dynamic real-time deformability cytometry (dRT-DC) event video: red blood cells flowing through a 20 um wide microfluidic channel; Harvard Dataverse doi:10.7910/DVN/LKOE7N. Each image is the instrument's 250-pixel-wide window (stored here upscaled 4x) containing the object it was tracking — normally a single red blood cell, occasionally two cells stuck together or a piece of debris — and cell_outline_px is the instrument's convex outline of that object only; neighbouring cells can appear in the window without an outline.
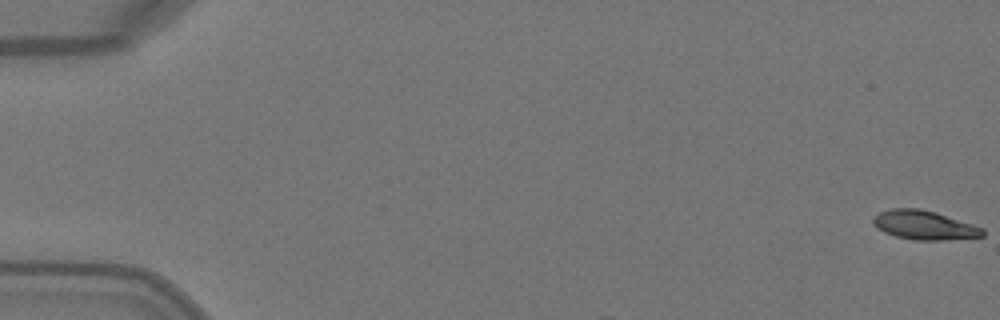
{"species": "Egyptian fruit bat (a non-hibernating species)", "species_latin": "Rousettus aegyptiacus", "temperature_condition": "warm", "stored_images_in_passage": 8, "camera_frame_rate_fps": 3000, "um_per_image_px": 0.085, "animal": {"sex": "female"}, "frame": {"image": 1, "passage_image": 1, "time_ms": 0.0, "image_size_px": [1000, 320], "cell_outline_px": [[984, 236], [944, 240], [912, 240], [896, 236], [884, 232], [872, 224], [872, 216], [880, 212], [892, 208], [920, 208], [936, 212], [984, 228]], "centroid_in_image_um": [78.53, 19.13], "position_along_channel_um": 6.5, "area_um2": 18.61}}